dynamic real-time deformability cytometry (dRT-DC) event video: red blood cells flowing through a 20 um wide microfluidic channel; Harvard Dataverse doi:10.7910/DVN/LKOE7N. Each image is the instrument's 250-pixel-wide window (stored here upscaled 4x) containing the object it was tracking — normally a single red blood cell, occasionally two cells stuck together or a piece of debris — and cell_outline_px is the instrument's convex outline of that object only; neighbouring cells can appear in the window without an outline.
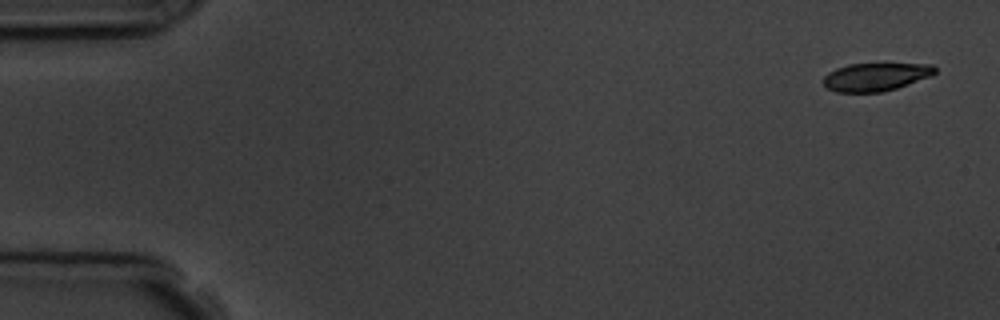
{"species": "common noctule bat (a hibernating species)", "species_latin": "Nyctalus noctula", "temperature_condition": "room temperature", "stored_images_in_passage": 5, "camera_frame_rate_fps": 3000, "um_per_image_px": 0.085, "animal": {"sex": "male", "body_mass_g": 19.5, "forearm_length_mm": 54.6}, "frame": {"image": 1, "passage_image": 1, "time_ms": 0.0, "image_size_px": [1000, 320], "cell_outline_px": [[936, 72], [932, 76], [884, 92], [836, 92], [828, 88], [824, 84], [824, 76], [828, 72], [836, 68], [848, 64], [932, 64], [936, 68]], "centroid_in_image_um": [74.44, 6.53], "position_along_channel_um": 10.6, "area_um2": 18.21}}
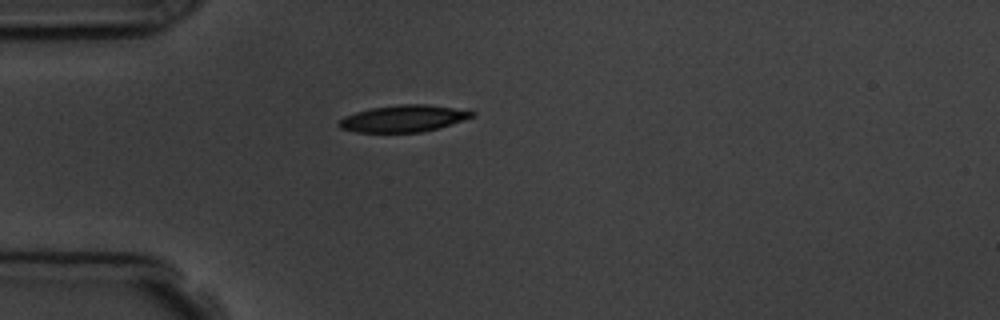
{"frame": {"image": 2, "passage_image": 5, "time_ms": 4.333, "image_size_px": [1000, 320], "cell_outline_px": [[476, 116], [440, 128], [420, 132], [356, 132], [340, 128], [336, 124], [344, 116], [356, 112], [372, 108], [400, 104], [428, 104], [476, 112]], "centroid_in_image_um": [34.3, 10.08], "position_along_channel_um": 50.7, "area_um2": 20.75}}